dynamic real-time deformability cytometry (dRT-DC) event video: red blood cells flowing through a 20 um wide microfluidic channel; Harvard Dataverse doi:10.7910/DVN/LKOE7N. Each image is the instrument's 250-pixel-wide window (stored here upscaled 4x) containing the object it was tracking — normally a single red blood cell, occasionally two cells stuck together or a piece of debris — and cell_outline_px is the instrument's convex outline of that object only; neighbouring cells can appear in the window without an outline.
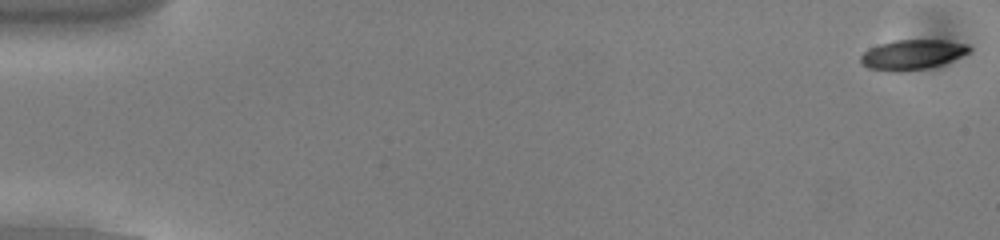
{"species": "common noctule bat (a hibernating species)", "species_latin": "Nyctalus noctula", "temperature_condition": "cold", "stored_images_in_passage": 54, "camera_frame_rate_fps": 3000, "um_per_image_px": 0.085, "animal": {"sex": "male", "body_mass_g": 13.0, "forearm_length_mm": 53.1}, "frame": {"image": 1, "passage_image": 1, "time_ms": 0.0, "image_size_px": [1000, 240], "cell_outline_px": [[972, 48], [968, 52], [960, 56], [940, 64], [928, 68], [900, 72], [892, 72], [868, 68], [860, 60], [860, 56], [868, 48], [892, 40], [944, 40], [968, 44]], "centroid_in_image_um": [77.51, 4.64], "position_along_channel_um": 7.5, "area_um2": 18.84}}
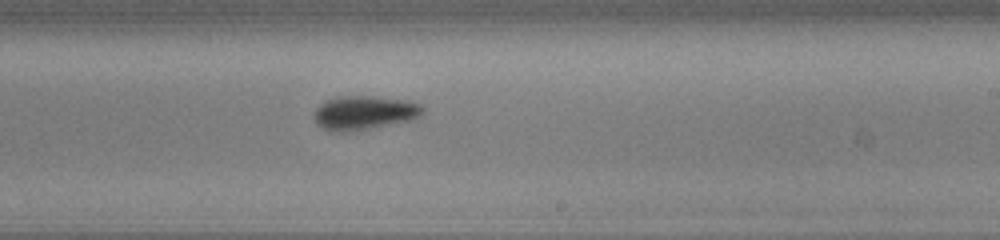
{"frame": {"image": 2, "passage_image": 33, "time_ms": 10.667, "image_size_px": [1000, 240], "cell_outline_px": [[424, 112], [420, 116], [412, 120], [368, 128], [340, 132], [324, 128], [316, 124], [316, 108], [324, 100], [336, 96], [372, 96], [404, 100], [420, 104], [424, 108]], "centroid_in_image_um": [30.98, 9.56], "position_along_channel_um": 258.0, "area_um2": 21.15}}
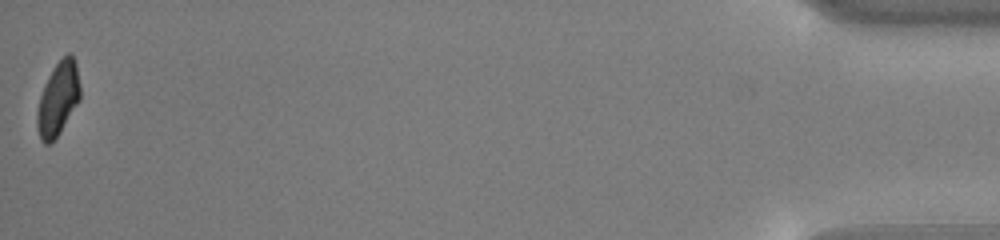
{"frame": {"image": 3, "passage_image": 54, "time_ms": 17.667, "image_size_px": [1000, 240], "cell_outline_px": [[80, 100], [60, 132], [48, 144], [44, 144], [40, 140], [36, 124], [36, 112], [40, 96], [44, 84], [48, 76], [56, 64], [68, 52], [72, 56], [76, 64], [80, 84]], "centroid_in_image_um": [4.92, 8.41], "position_along_channel_um": 430.3, "area_um2": 18.38}, "authors_computed_cell_mechanics": {"area_um2": 19.6231, "velocity_mm_per_s": 3.8223, "shape_relaxation_time_tau1_ms": 2.0297, "shape_relaxation_time_tau2_ms": null, "deformation_change_tau1": 0.1263, "deformation_change_tau2": null}}